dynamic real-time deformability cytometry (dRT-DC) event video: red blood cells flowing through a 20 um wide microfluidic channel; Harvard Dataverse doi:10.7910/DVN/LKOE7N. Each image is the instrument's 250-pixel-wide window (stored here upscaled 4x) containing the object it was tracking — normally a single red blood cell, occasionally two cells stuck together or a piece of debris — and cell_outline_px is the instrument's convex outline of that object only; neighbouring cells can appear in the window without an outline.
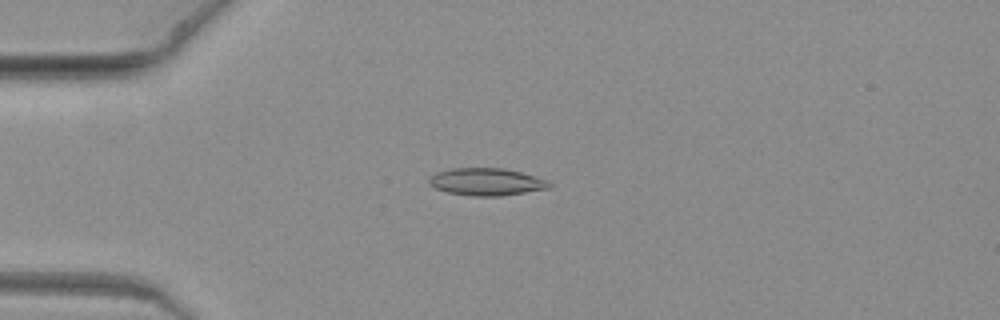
{"species": "common noctule bat (a hibernating species)", "species_latin": "Nyctalus noctula", "temperature_condition": "warm", "stored_images_in_passage": 6, "camera_frame_rate_fps": 3000, "um_per_image_px": 0.085, "animal": {"sex": "female", "body_mass_g": 19.3, "forearm_length_mm": 54.1}, "frame": {"image": 1, "passage_image": 5, "time_ms": 1.333, "image_size_px": [1000, 320], "cell_outline_px": [[552, 188], [500, 196], [472, 196], [448, 192], [436, 188], [428, 184], [428, 180], [436, 172], [452, 168], [504, 168], [520, 172], [548, 180], [552, 184]], "centroid_in_image_um": [41.37, 15.45], "position_along_channel_um": 43.6, "area_um2": 19.19}}